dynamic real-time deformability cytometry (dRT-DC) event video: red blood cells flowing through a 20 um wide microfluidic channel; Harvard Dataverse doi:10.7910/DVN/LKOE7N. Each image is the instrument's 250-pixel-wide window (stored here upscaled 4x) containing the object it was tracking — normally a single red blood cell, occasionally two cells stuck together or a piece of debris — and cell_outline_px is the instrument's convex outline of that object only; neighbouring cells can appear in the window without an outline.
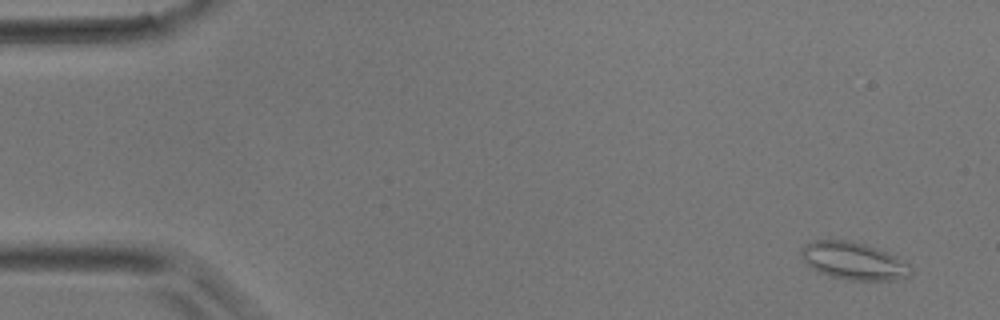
{"species": "common noctule bat (a hibernating species)", "species_latin": "Nyctalus noctula", "temperature_condition": "room temperature", "stored_images_in_passage": 3, "camera_frame_rate_fps": 3000, "um_per_image_px": 0.085, "animal": {"sex": "male", "body_mass_g": 17.9}, "frame": {"image": 1, "passage_image": 1, "time_ms": 0.0, "image_size_px": [1000, 320], "cell_outline_px": [[912, 276], [892, 280], [848, 280], [832, 276], [820, 272], [812, 268], [800, 256], [800, 252], [804, 244], [816, 240], [848, 240], [864, 244], [876, 248], [896, 256], [908, 264], [912, 268]], "centroid_in_image_um": [72.57, 22.18], "position_along_channel_um": 12.4, "area_um2": 23.81}}